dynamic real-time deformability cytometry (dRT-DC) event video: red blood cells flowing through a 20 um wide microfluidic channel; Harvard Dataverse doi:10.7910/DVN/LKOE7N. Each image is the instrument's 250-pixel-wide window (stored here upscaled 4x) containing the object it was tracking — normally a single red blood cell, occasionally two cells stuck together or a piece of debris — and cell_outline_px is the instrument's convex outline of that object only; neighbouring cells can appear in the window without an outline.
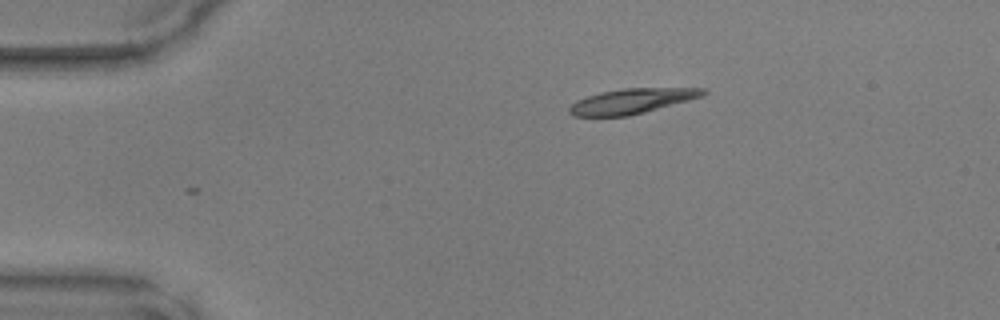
{"species": "common noctule bat (a hibernating species)", "species_latin": "Nyctalus noctula", "temperature_condition": "warm", "stored_images_in_passage": 3, "camera_frame_rate_fps": 3000, "um_per_image_px": 0.085, "animal": {"sex": "male", "body_mass_g": 17.9, "forearm_length_mm": 54.2}, "frame": {"image": 1, "passage_image": 3, "time_ms": 0.667, "image_size_px": [1000, 320], "cell_outline_px": [[708, 92], [704, 96], [644, 112], [628, 116], [572, 116], [568, 112], [568, 108], [576, 100], [600, 92], [624, 88], [704, 88]], "centroid_in_image_um": [53.7, 8.59], "position_along_channel_um": 31.3, "area_um2": 19.48}}